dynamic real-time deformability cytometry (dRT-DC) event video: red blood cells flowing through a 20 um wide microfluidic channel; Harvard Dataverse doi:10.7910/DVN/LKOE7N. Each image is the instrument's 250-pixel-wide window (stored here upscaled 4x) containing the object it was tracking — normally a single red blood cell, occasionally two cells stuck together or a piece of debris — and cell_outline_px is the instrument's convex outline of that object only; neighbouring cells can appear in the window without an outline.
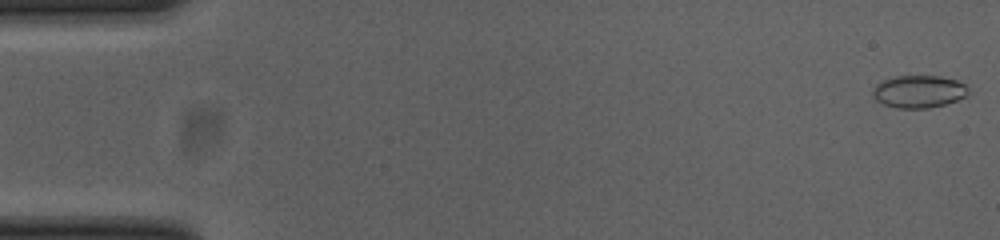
{"species": "common noctule bat (a hibernating species)", "species_latin": "Nyctalus noctula", "temperature_condition": "cold", "stored_images_in_passage": 53, "camera_frame_rate_fps": 3000, "um_per_image_px": 0.085, "animal": {"sex": "female", "body_mass_g": 23.0, "forearm_length_mm": 53.4}, "frame": {"image": 1, "passage_image": 1, "time_ms": 0.0, "image_size_px": [1000, 240], "cell_outline_px": [[968, 92], [964, 96], [956, 100], [944, 104], [928, 108], [896, 108], [884, 104], [876, 100], [872, 92], [876, 84], [884, 80], [896, 76], [940, 76], [956, 80], [964, 84], [968, 88]], "centroid_in_image_um": [78.08, 7.78], "position_along_channel_um": 6.9, "area_um2": 17.86}}
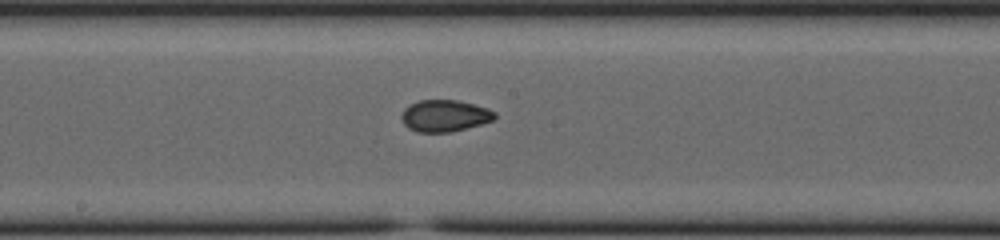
{"frame": {"image": 2, "passage_image": 28, "time_ms": 9.0, "image_size_px": [1000, 240], "cell_outline_px": [[496, 116], [492, 120], [480, 124], [452, 132], [416, 132], [408, 128], [404, 124], [400, 116], [404, 108], [420, 100], [456, 100], [488, 108], [496, 112]], "centroid_in_image_um": [37.78, 9.85], "position_along_channel_um": 210.4, "area_um2": 17.17}}
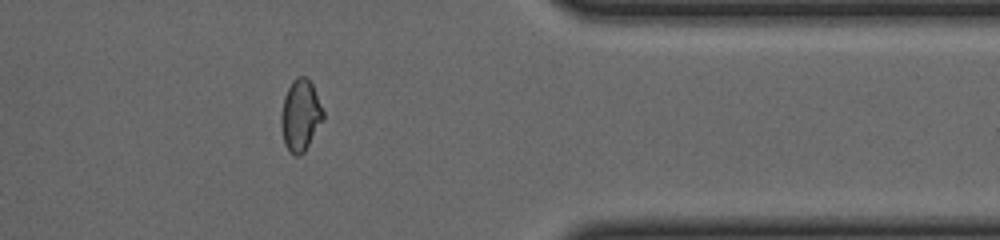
{"frame": {"image": 3, "passage_image": 43, "time_ms": 14.0, "image_size_px": [1000, 240], "cell_outline_px": [[324, 120], [304, 152], [300, 156], [296, 156], [284, 144], [280, 124], [280, 116], [284, 96], [292, 80], [296, 76], [308, 76], [312, 84], [324, 112]], "centroid_in_image_um": [25.54, 9.78], "position_along_channel_um": 385.9, "area_um2": 17.69}, "authors_computed_cell_mechanics": {"area_um2": 17.5134, "velocity_mm_per_s": 3.8534, "shape_relaxation_time_tau1_ms": null, "shape_relaxation_time_tau2_ms": 2.3287, "deformation_change_tau1": null, "deformation_change_tau2": 0.0428}}